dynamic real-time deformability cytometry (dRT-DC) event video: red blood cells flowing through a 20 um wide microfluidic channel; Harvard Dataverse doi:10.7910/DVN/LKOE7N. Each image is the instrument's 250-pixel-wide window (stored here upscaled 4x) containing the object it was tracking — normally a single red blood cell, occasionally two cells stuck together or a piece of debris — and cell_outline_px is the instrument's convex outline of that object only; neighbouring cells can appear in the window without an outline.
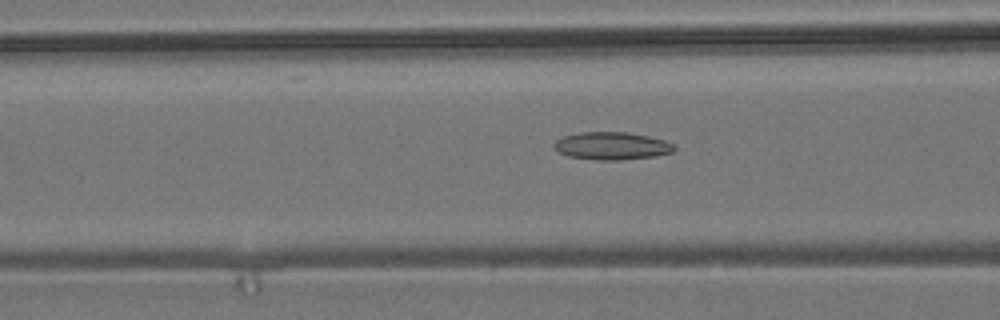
{"species": "common noctule bat (a hibernating species)", "species_latin": "Nyctalus noctula", "temperature_condition": "room temperature", "stored_images_in_passage": 54, "camera_frame_rate_fps": 3000, "um_per_image_px": 0.085, "animal": {"sex": "male", "body_mass_g": 19.2, "forearm_length_mm": 51.8}, "frame": {"image": 1, "passage_image": 21, "time_ms": 6.667, "image_size_px": [1000, 320], "cell_outline_px": [[676, 148], [672, 152], [656, 156], [620, 160], [596, 160], [568, 156], [552, 148], [552, 144], [556, 140], [564, 136], [580, 132], [628, 132], [648, 136], [664, 140], [672, 144]], "centroid_in_image_um": [51.98, 12.4], "position_along_channel_um": 114.6, "area_um2": 19.42}}
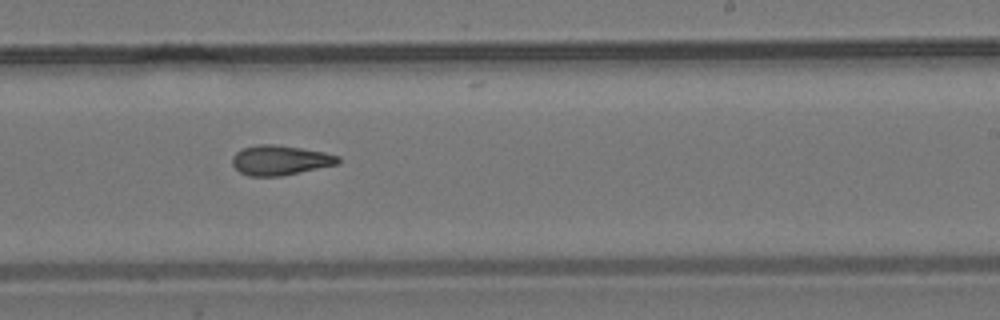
{"frame": {"image": 2, "passage_image": 33, "time_ms": 10.667, "image_size_px": [1000, 320], "cell_outline_px": [[340, 164], [280, 176], [248, 176], [240, 172], [232, 164], [232, 156], [236, 152], [244, 148], [256, 144], [276, 144], [324, 152], [340, 156]], "centroid_in_image_um": [23.82, 13.61], "position_along_channel_um": 265.2, "area_um2": 18.44}}
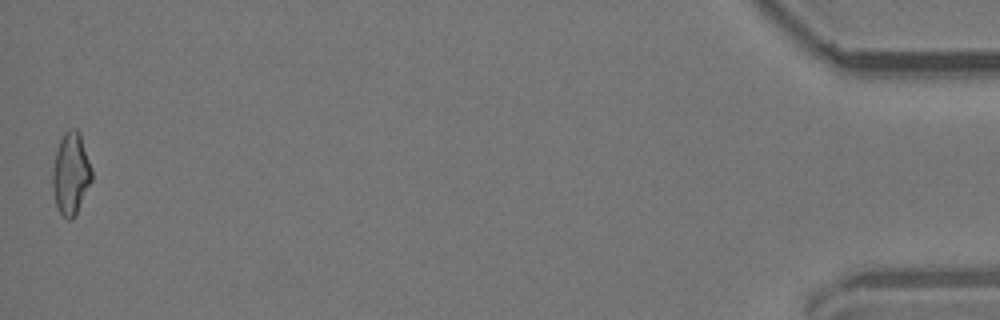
{"frame": {"image": 3, "passage_image": 54, "time_ms": 17.667, "image_size_px": [1000, 320], "cell_outline_px": [[92, 180], [76, 216], [72, 220], [68, 220], [56, 208], [52, 188], [52, 172], [56, 152], [60, 140], [64, 132], [68, 128], [76, 128], [80, 132], [92, 168]], "centroid_in_image_um": [6.03, 14.77], "position_along_channel_um": 429.2, "area_um2": 19.07}, "authors_computed_cell_mechanics": {"area_um2": 18.6405, "velocity_mm_per_s": 3.7632, "shape_relaxation_time_tau1_ms": null, "shape_relaxation_time_tau2_ms": 3.635, "deformation_change_tau1": null, "deformation_change_tau2": 0.1184}}